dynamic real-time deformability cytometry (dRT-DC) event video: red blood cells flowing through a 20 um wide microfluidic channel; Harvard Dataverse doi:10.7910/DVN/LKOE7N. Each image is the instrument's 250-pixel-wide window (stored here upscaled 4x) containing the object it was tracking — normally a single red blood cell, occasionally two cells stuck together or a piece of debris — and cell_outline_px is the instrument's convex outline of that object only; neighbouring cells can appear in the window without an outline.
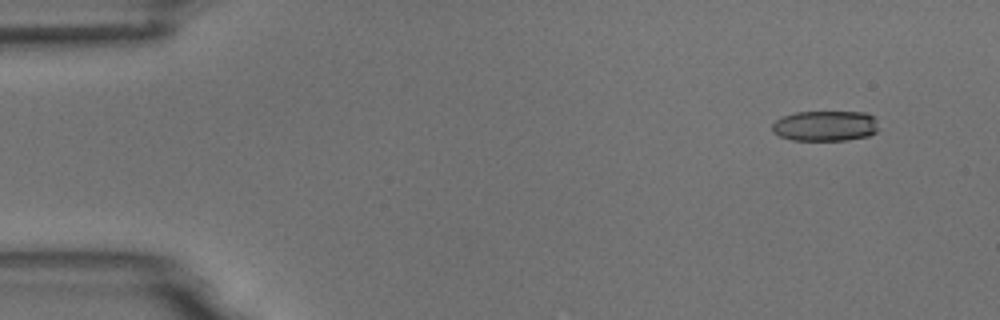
{"species": "common noctule bat (a hibernating species)", "species_latin": "Nyctalus noctula", "temperature_condition": "room temperature", "stored_images_in_passage": 8, "camera_frame_rate_fps": 3000, "um_per_image_px": 0.085, "animal": {"sex": "male", "body_mass_g": 18.8}, "frame": {"image": 1, "passage_image": 2, "time_ms": 1.333, "image_size_px": [1000, 320], "cell_outline_px": [[876, 132], [868, 136], [848, 140], [792, 140], [780, 136], [772, 132], [772, 124], [776, 120], [784, 116], [796, 112], [868, 112], [876, 120]], "centroid_in_image_um": [70.13, 10.7], "position_along_channel_um": 14.9, "area_um2": 18.84}}
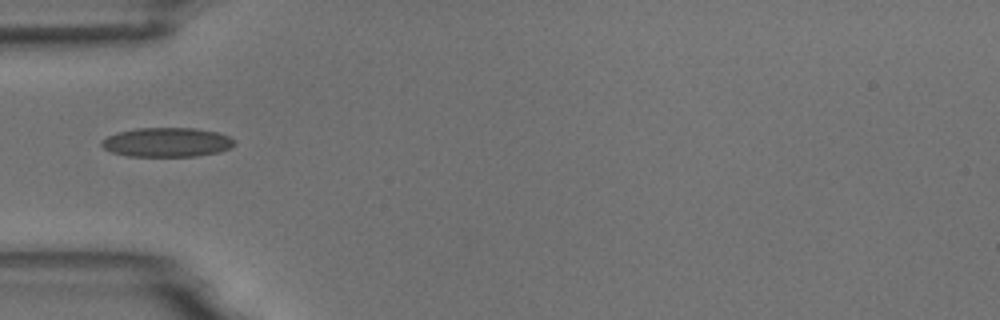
{"frame": {"image": 2, "passage_image": 5, "time_ms": 5.667, "image_size_px": [1000, 320], "cell_outline_px": [[236, 144], [220, 152], [196, 156], [128, 156], [112, 152], [104, 148], [100, 144], [100, 140], [116, 132], [136, 128], [196, 128], [216, 132], [228, 136], [236, 140]], "centroid_in_image_um": [14.18, 12.09], "position_along_channel_um": 70.8, "area_um2": 22.77}}